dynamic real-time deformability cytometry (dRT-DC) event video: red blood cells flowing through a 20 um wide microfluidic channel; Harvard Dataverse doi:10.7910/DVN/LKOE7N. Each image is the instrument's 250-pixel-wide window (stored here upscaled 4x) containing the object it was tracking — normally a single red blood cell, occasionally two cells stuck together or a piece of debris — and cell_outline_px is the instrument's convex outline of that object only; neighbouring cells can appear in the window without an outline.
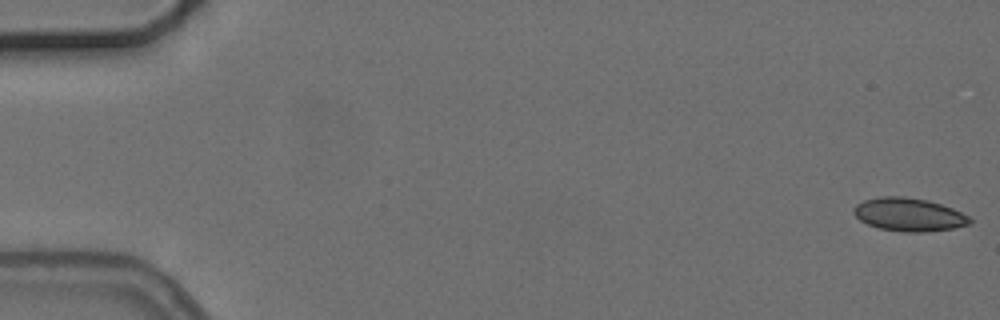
{"species": "common noctule bat (a hibernating species)", "species_latin": "Nyctalus noctula", "temperature_condition": "cold", "stored_images_in_passage": 5, "camera_frame_rate_fps": 3000, "um_per_image_px": 0.085, "animal": {"sex": "female", "body_mass_g": 24.6, "forearm_length_mm": 56.2}, "frame": {"image": 1, "passage_image": 1, "time_ms": 0.0, "image_size_px": [1000, 320], "cell_outline_px": [[972, 220], [968, 224], [952, 228], [924, 232], [904, 232], [880, 228], [868, 224], [860, 220], [852, 212], [852, 208], [856, 204], [864, 200], [880, 196], [904, 196], [928, 200], [952, 208], [968, 216]], "centroid_in_image_um": [77.21, 18.22], "position_along_channel_um": 7.8, "area_um2": 22.37}}
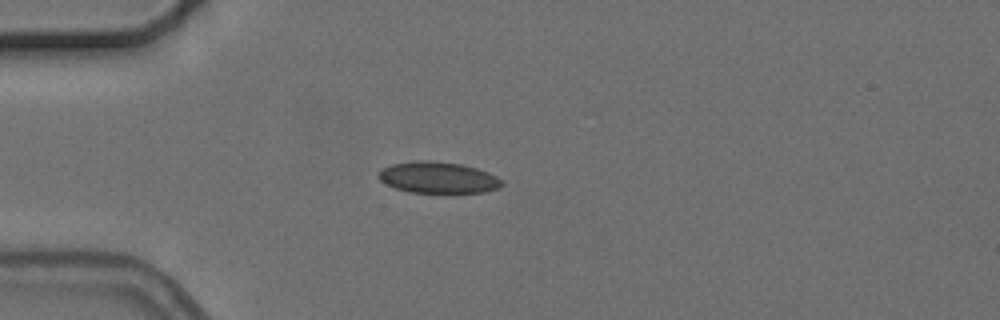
{"frame": {"image": 2, "passage_image": 5, "time_ms": 4.667, "image_size_px": [1000, 320], "cell_outline_px": [[504, 184], [496, 188], [484, 192], [408, 192], [396, 188], [380, 180], [376, 176], [380, 168], [392, 164], [416, 160], [432, 160], [460, 164], [476, 168], [488, 172], [496, 176]], "centroid_in_image_um": [37.18, 15.07], "position_along_channel_um": 47.8, "area_um2": 22.43}}